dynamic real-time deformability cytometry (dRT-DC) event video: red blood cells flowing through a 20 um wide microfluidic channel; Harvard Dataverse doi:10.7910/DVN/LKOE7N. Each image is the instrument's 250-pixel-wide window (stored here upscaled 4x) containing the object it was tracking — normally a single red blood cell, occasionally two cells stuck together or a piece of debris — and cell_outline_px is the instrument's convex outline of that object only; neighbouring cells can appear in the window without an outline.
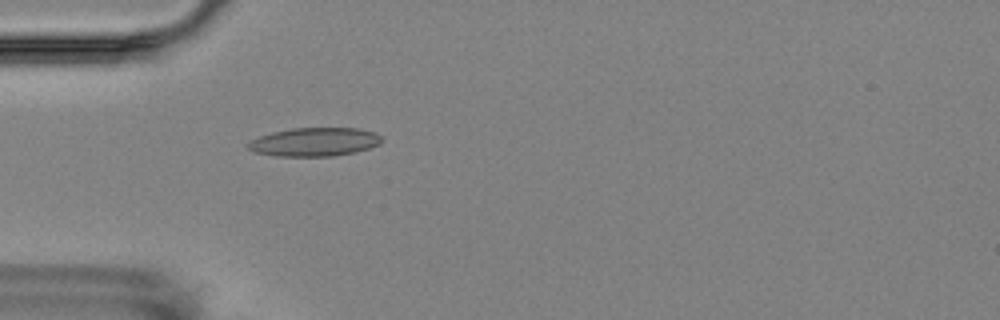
{"species": "Egyptian fruit bat (a non-hibernating species)", "species_latin": "Rousettus aegyptiacus", "temperature_condition": "room temperature", "stored_images_in_passage": 2, "camera_frame_rate_fps": 3000, "um_per_image_px": 0.085, "animal": {"sex": "female"}, "frame": {"image": 1, "passage_image": 2, "time_ms": 1.333, "image_size_px": [1000, 320], "cell_outline_px": [[380, 144], [356, 152], [332, 156], [276, 156], [252, 152], [248, 148], [248, 144], [252, 140], [260, 136], [272, 132], [292, 128], [356, 128], [376, 132], [380, 136]], "centroid_in_image_um": [26.72, 12.07], "position_along_channel_um": 58.3, "area_um2": 22.2}}